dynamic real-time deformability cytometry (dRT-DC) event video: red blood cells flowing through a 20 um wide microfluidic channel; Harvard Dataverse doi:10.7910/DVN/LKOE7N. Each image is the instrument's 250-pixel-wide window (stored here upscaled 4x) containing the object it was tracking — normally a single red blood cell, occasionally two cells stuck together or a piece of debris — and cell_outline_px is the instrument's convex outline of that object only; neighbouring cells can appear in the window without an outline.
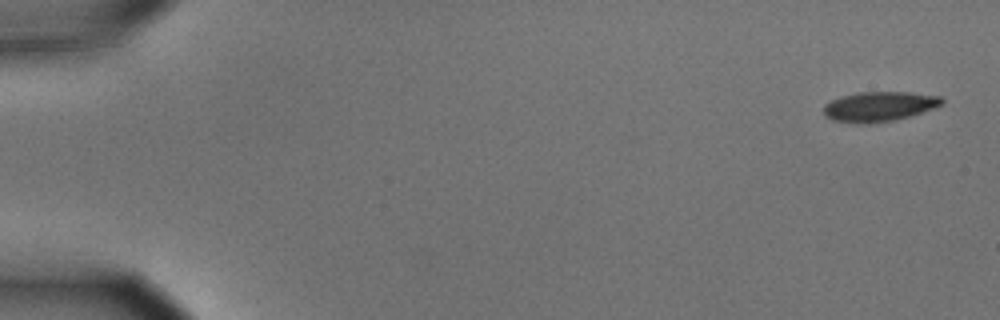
{"species": "common noctule bat (a hibernating species)", "species_latin": "Nyctalus noctula", "temperature_condition": "cold", "stored_images_in_passage": 5, "camera_frame_rate_fps": 3000, "um_per_image_px": 0.085, "animal": {"sex": "male", "body_mass_g": 15.6}, "frame": {"image": 1, "passage_image": 1, "time_ms": 0.0, "image_size_px": [1000, 320], "cell_outline_px": [[944, 104], [908, 116], [892, 120], [868, 124], [856, 124], [832, 120], [824, 116], [824, 104], [840, 96], [860, 92], [908, 92], [940, 96], [944, 100]], "centroid_in_image_um": [74.68, 9.05], "position_along_channel_um": 10.3, "area_um2": 20.52}}